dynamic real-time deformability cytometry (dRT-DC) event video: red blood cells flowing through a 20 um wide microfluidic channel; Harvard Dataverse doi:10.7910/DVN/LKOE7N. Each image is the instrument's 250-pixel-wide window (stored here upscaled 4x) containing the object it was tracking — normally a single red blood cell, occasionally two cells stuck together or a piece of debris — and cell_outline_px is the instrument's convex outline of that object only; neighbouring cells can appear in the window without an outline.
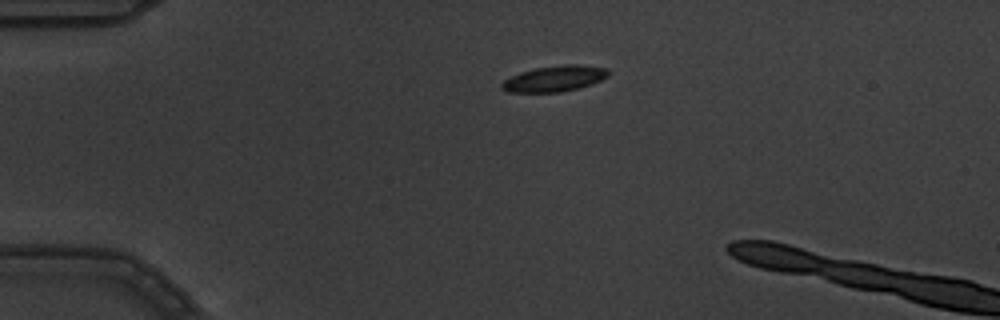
{"species": "common noctule bat (a hibernating species)", "species_latin": "Nyctalus noctula", "temperature_condition": "warm", "stored_images_in_passage": 2, "camera_frame_rate_fps": 3000, "um_per_image_px": 0.085, "animal": {"sex": "male", "body_mass_g": 19.5, "forearm_length_mm": 54.6}, "frame": {"image": 1, "passage_image": 1, "time_ms": 0.0, "image_size_px": [1000, 320], "cell_outline_px": [[608, 76], [592, 84], [560, 92], [508, 92], [500, 88], [500, 84], [504, 80], [520, 72], [536, 68], [564, 64], [580, 64], [608, 68]], "centroid_in_image_um": [47.12, 6.67], "position_along_channel_um": 37.9, "area_um2": 16.01}}